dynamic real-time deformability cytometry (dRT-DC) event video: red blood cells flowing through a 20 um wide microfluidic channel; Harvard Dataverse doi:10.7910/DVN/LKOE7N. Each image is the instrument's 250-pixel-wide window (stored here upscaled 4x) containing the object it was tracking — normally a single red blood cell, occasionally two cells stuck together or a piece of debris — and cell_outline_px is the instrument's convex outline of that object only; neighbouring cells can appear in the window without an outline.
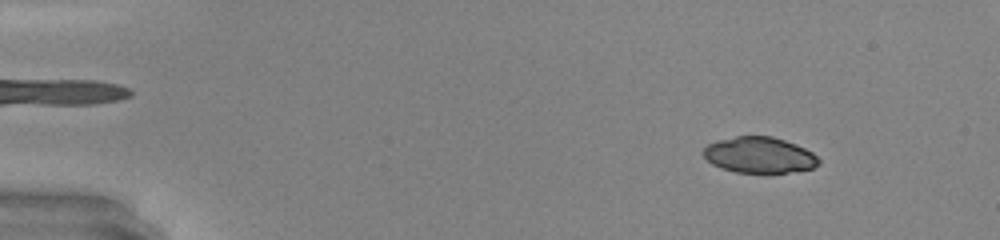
{"species": "common noctule bat (a hibernating species)", "species_latin": "Nyctalus noctula", "temperature_condition": "warm", "stored_images_in_passage": 44, "camera_frame_rate_fps": 3000, "um_per_image_px": 0.085, "animal": {"sex": "male", "body_mass_g": 20.0, "forearm_length_mm": 53.3}, "frame": {"image": 1, "passage_image": 3, "time_ms": 0.667, "image_size_px": [1000, 240], "cell_outline_px": [[820, 164], [812, 168], [764, 176], [736, 172], [720, 168], [712, 164], [704, 156], [704, 148], [708, 144], [716, 140], [736, 136], [772, 136], [796, 144], [812, 152], [820, 160]], "centroid_in_image_um": [64.54, 13.21], "position_along_channel_um": 20.5, "area_um2": 24.8}}
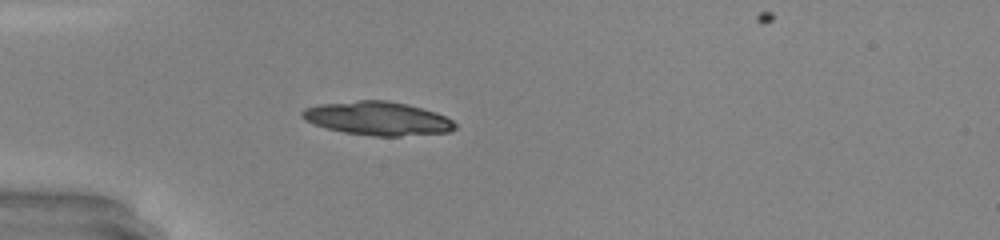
{"frame": {"image": 2, "passage_image": 12, "time_ms": 3.667, "image_size_px": [1000, 240], "cell_outline_px": [[456, 128], [448, 132], [400, 136], [372, 136], [344, 132], [328, 128], [304, 120], [300, 116], [300, 112], [304, 108], [320, 104], [356, 100], [388, 100], [408, 104], [436, 112], [452, 120], [456, 124]], "centroid_in_image_um": [32.09, 10.06], "position_along_channel_um": 52.9, "area_um2": 29.94}}
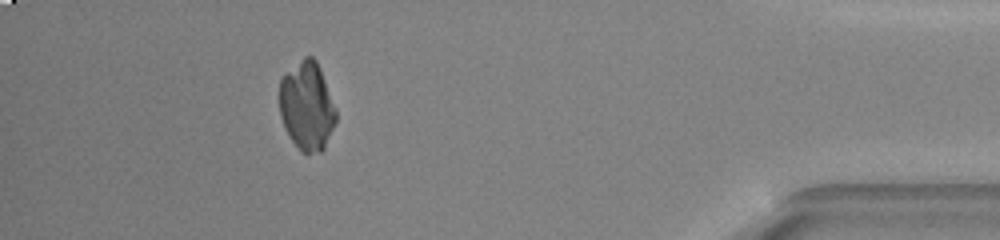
{"frame": {"image": 3, "passage_image": 41, "time_ms": 13.333, "image_size_px": [1000, 240], "cell_outline_px": [[336, 120], [324, 148], [320, 152], [308, 156], [300, 152], [284, 128], [280, 116], [280, 80], [304, 56], [312, 56], [316, 60], [320, 68], [336, 108]], "centroid_in_image_um": [26.09, 9.06], "position_along_channel_um": 409.1, "area_um2": 29.19}}